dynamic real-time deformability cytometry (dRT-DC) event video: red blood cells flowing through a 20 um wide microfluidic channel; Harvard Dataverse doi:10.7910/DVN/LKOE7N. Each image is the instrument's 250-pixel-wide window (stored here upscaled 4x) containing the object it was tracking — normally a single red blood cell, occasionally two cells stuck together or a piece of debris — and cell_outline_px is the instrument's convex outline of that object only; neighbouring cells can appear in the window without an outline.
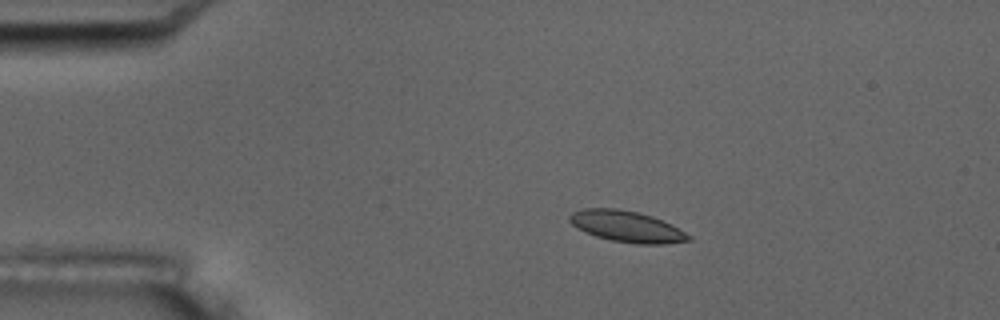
{"species": "common noctule bat (a hibernating species)", "species_latin": "Nyctalus noctula", "temperature_condition": "room temperature", "stored_images_in_passage": 5, "camera_frame_rate_fps": 3000, "um_per_image_px": 0.085, "animal": {"sex": "male", "body_mass_g": 17.5, "forearm_length_mm": 52.3}, "frame": {"image": 1, "passage_image": 4, "time_ms": 3.333, "image_size_px": [1000, 320], "cell_outline_px": [[692, 240], [664, 244], [636, 244], [612, 240], [596, 236], [576, 228], [568, 220], [568, 216], [572, 212], [584, 208], [616, 208], [636, 212], [652, 216], [672, 224], [692, 236]], "centroid_in_image_um": [53.28, 19.25], "position_along_channel_um": 31.7, "area_um2": 21.68}}